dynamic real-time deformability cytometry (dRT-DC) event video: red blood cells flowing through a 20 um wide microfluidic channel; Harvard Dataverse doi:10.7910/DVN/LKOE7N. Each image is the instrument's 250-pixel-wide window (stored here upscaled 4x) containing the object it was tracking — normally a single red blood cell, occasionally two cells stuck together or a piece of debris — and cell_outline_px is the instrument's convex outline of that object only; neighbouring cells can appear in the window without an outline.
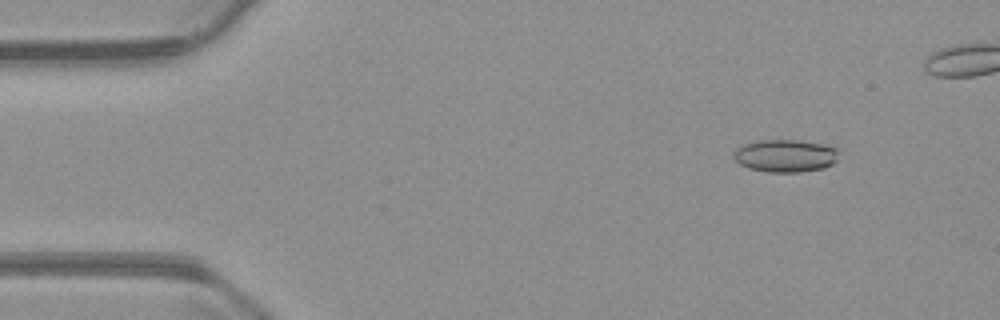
{"species": "common noctule bat (a hibernating species)", "species_latin": "Nyctalus noctula", "temperature_condition": "warm", "stored_images_in_passage": 49, "camera_frame_rate_fps": 3000, "um_per_image_px": 0.085, "animal": {"sex": "male", "body_mass_g": 23.1, "forearm_length_mm": 52.7}, "frame": {"image": 1, "passage_image": 6, "time_ms": 1.667, "image_size_px": [1000, 320], "cell_outline_px": [[840, 152], [836, 160], [832, 164], [824, 168], [800, 172], [768, 172], [748, 168], [740, 164], [732, 156], [736, 148], [744, 144], [756, 140], [800, 140], [840, 148]], "centroid_in_image_um": [66.77, 13.23], "position_along_channel_um": 18.2, "area_um2": 20.17}}
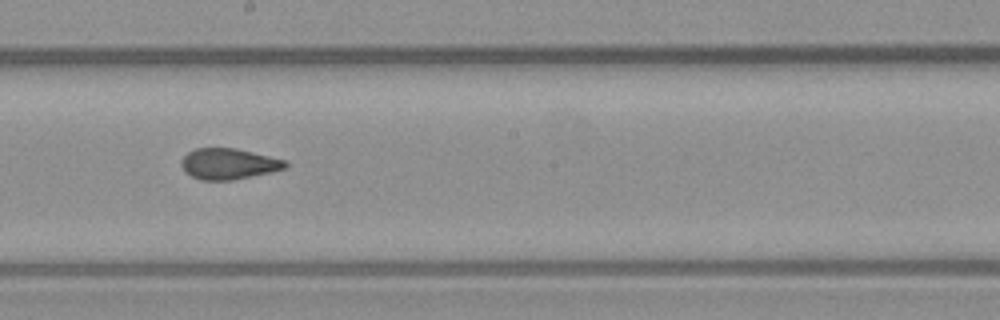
{"frame": {"image": 2, "passage_image": 30, "time_ms": 9.667, "image_size_px": [1000, 320], "cell_outline_px": [[288, 164], [284, 168], [272, 172], [232, 180], [200, 180], [184, 172], [180, 164], [180, 160], [188, 152], [196, 148], [236, 148], [288, 160]], "centroid_in_image_um": [19.42, 13.92], "position_along_channel_um": 228.8, "area_um2": 18.9}}
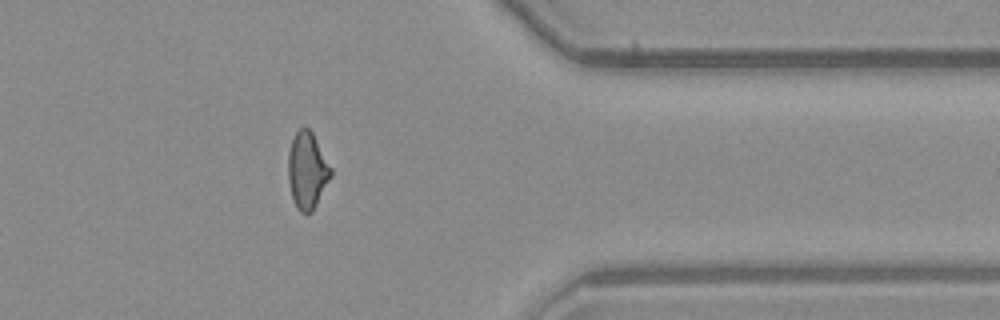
{"frame": {"image": 3, "passage_image": 44, "time_ms": 14.333, "image_size_px": [1000, 320], "cell_outline_px": [[332, 176], [312, 212], [300, 212], [296, 208], [292, 196], [288, 180], [288, 152], [292, 140], [296, 132], [300, 128], [308, 128], [312, 132], [332, 168]], "centroid_in_image_um": [26.12, 14.49], "position_along_channel_um": 385.3, "area_um2": 19.02}, "authors_computed_cell_mechanics": {"area_um2": 19.7098, "velocity_mm_per_s": 3.7409, "shape_relaxation_time_tau1_ms": null, "shape_relaxation_time_tau2_ms": 1.4361, "deformation_change_tau1": null, "deformation_change_tau2": 0.0787}}